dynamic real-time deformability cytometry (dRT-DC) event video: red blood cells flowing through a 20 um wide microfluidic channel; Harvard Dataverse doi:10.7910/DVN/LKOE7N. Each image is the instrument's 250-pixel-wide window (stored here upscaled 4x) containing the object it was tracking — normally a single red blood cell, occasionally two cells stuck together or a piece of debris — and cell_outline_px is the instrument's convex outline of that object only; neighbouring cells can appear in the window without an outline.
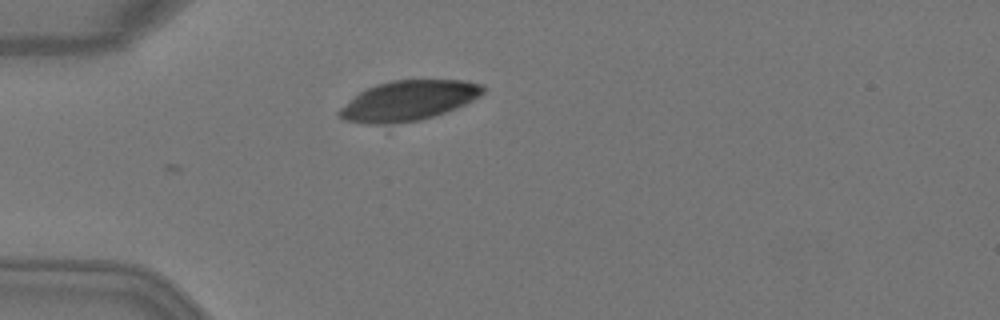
{"species": "Egyptian fruit bat (a non-hibernating species)", "species_latin": "Rousettus aegyptiacus", "temperature_condition": "warm", "stored_images_in_passage": 3, "camera_frame_rate_fps": 3000, "um_per_image_px": 0.085, "animal": {"sex": "female"}, "frame": {"image": 1, "passage_image": 3, "time_ms": 0.667, "image_size_px": [1000, 320], "cell_outline_px": [[484, 92], [480, 96], [456, 108], [420, 120], [388, 124], [368, 124], [344, 120], [336, 116], [336, 112], [340, 108], [360, 92], [376, 84], [392, 80], [464, 80], [484, 84]], "centroid_in_image_um": [34.7, 8.55], "position_along_channel_um": 50.3, "area_um2": 33.41}}